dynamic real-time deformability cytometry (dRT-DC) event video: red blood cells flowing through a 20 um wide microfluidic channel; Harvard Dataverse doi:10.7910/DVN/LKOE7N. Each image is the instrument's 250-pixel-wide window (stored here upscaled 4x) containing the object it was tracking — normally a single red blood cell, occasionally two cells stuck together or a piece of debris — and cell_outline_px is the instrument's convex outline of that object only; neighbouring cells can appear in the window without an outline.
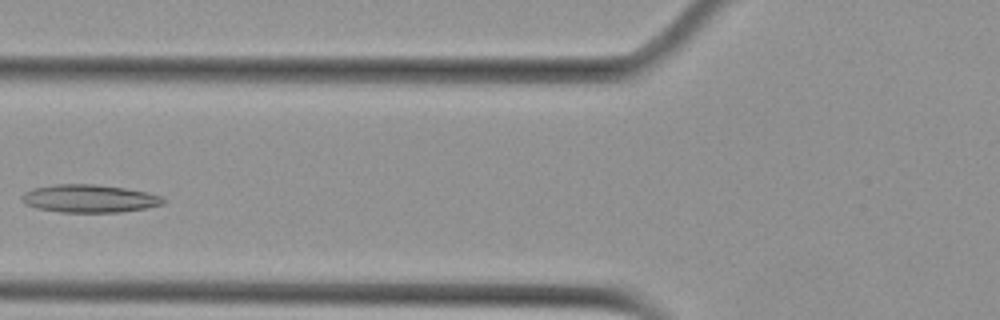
{"species": "Egyptian fruit bat (a non-hibernating species)", "species_latin": "Rousettus aegyptiacus", "temperature_condition": "cold", "stored_images_in_passage": 3, "camera_frame_rate_fps": 3000, "um_per_image_px": 0.085, "animal": {"sex": "female"}, "frame": {"image": 1, "passage_image": 3, "time_ms": 3.0, "image_size_px": [1000, 320], "cell_outline_px": [[164, 204], [148, 208], [120, 212], [60, 212], [36, 208], [24, 204], [20, 196], [24, 192], [32, 188], [52, 184], [92, 184], [124, 188], [148, 192], [160, 196], [164, 200]], "centroid_in_image_um": [7.56, 16.88], "position_along_channel_um": 118.2, "area_um2": 23.12}}